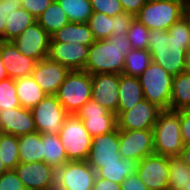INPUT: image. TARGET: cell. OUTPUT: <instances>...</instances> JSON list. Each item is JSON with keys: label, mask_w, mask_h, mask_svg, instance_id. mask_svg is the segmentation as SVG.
I'll return each instance as SVG.
<instances>
[{"label": "cell", "mask_w": 190, "mask_h": 190, "mask_svg": "<svg viewBox=\"0 0 190 190\" xmlns=\"http://www.w3.org/2000/svg\"><path fill=\"white\" fill-rule=\"evenodd\" d=\"M120 75L104 73L92 75L91 99L108 111L117 114Z\"/></svg>", "instance_id": "obj_17"}, {"label": "cell", "mask_w": 190, "mask_h": 190, "mask_svg": "<svg viewBox=\"0 0 190 190\" xmlns=\"http://www.w3.org/2000/svg\"><path fill=\"white\" fill-rule=\"evenodd\" d=\"M154 153L179 157L184 143L181 137L179 110H163L153 127Z\"/></svg>", "instance_id": "obj_3"}, {"label": "cell", "mask_w": 190, "mask_h": 190, "mask_svg": "<svg viewBox=\"0 0 190 190\" xmlns=\"http://www.w3.org/2000/svg\"><path fill=\"white\" fill-rule=\"evenodd\" d=\"M181 160L190 167V145L184 146L181 150L180 156Z\"/></svg>", "instance_id": "obj_47"}, {"label": "cell", "mask_w": 190, "mask_h": 190, "mask_svg": "<svg viewBox=\"0 0 190 190\" xmlns=\"http://www.w3.org/2000/svg\"><path fill=\"white\" fill-rule=\"evenodd\" d=\"M185 10L190 14V0H185Z\"/></svg>", "instance_id": "obj_53"}, {"label": "cell", "mask_w": 190, "mask_h": 190, "mask_svg": "<svg viewBox=\"0 0 190 190\" xmlns=\"http://www.w3.org/2000/svg\"><path fill=\"white\" fill-rule=\"evenodd\" d=\"M185 0L145 2L135 18L149 30L167 31L183 17Z\"/></svg>", "instance_id": "obj_5"}, {"label": "cell", "mask_w": 190, "mask_h": 190, "mask_svg": "<svg viewBox=\"0 0 190 190\" xmlns=\"http://www.w3.org/2000/svg\"><path fill=\"white\" fill-rule=\"evenodd\" d=\"M58 135L66 150L68 161L87 160L92 137L84 127L82 120L74 114H69Z\"/></svg>", "instance_id": "obj_7"}, {"label": "cell", "mask_w": 190, "mask_h": 190, "mask_svg": "<svg viewBox=\"0 0 190 190\" xmlns=\"http://www.w3.org/2000/svg\"><path fill=\"white\" fill-rule=\"evenodd\" d=\"M185 72L190 73V45L185 52Z\"/></svg>", "instance_id": "obj_48"}, {"label": "cell", "mask_w": 190, "mask_h": 190, "mask_svg": "<svg viewBox=\"0 0 190 190\" xmlns=\"http://www.w3.org/2000/svg\"><path fill=\"white\" fill-rule=\"evenodd\" d=\"M156 1H161V0H145V2H156Z\"/></svg>", "instance_id": "obj_55"}, {"label": "cell", "mask_w": 190, "mask_h": 190, "mask_svg": "<svg viewBox=\"0 0 190 190\" xmlns=\"http://www.w3.org/2000/svg\"><path fill=\"white\" fill-rule=\"evenodd\" d=\"M51 38L56 42L80 43L89 47L96 41L88 23L74 22H68L55 32Z\"/></svg>", "instance_id": "obj_23"}, {"label": "cell", "mask_w": 190, "mask_h": 190, "mask_svg": "<svg viewBox=\"0 0 190 190\" xmlns=\"http://www.w3.org/2000/svg\"><path fill=\"white\" fill-rule=\"evenodd\" d=\"M0 132L17 137L37 132L31 109L18 107L0 110Z\"/></svg>", "instance_id": "obj_20"}, {"label": "cell", "mask_w": 190, "mask_h": 190, "mask_svg": "<svg viewBox=\"0 0 190 190\" xmlns=\"http://www.w3.org/2000/svg\"><path fill=\"white\" fill-rule=\"evenodd\" d=\"M15 85L20 105L26 109L34 108L47 95L32 75L16 79Z\"/></svg>", "instance_id": "obj_24"}, {"label": "cell", "mask_w": 190, "mask_h": 190, "mask_svg": "<svg viewBox=\"0 0 190 190\" xmlns=\"http://www.w3.org/2000/svg\"><path fill=\"white\" fill-rule=\"evenodd\" d=\"M137 175L148 190H167L169 183V157L151 154L137 164Z\"/></svg>", "instance_id": "obj_12"}, {"label": "cell", "mask_w": 190, "mask_h": 190, "mask_svg": "<svg viewBox=\"0 0 190 190\" xmlns=\"http://www.w3.org/2000/svg\"><path fill=\"white\" fill-rule=\"evenodd\" d=\"M148 39L153 62L173 76L185 72V52L190 45V31L183 17L167 31L150 30Z\"/></svg>", "instance_id": "obj_1"}, {"label": "cell", "mask_w": 190, "mask_h": 190, "mask_svg": "<svg viewBox=\"0 0 190 190\" xmlns=\"http://www.w3.org/2000/svg\"><path fill=\"white\" fill-rule=\"evenodd\" d=\"M87 23L95 40L108 39L114 29V16L93 12Z\"/></svg>", "instance_id": "obj_35"}, {"label": "cell", "mask_w": 190, "mask_h": 190, "mask_svg": "<svg viewBox=\"0 0 190 190\" xmlns=\"http://www.w3.org/2000/svg\"><path fill=\"white\" fill-rule=\"evenodd\" d=\"M162 111L157 105L143 99L132 109L117 112V128L124 130L153 129Z\"/></svg>", "instance_id": "obj_15"}, {"label": "cell", "mask_w": 190, "mask_h": 190, "mask_svg": "<svg viewBox=\"0 0 190 190\" xmlns=\"http://www.w3.org/2000/svg\"><path fill=\"white\" fill-rule=\"evenodd\" d=\"M134 19L135 16L127 12H122L114 16V29H112V33H120V35L127 34L128 28Z\"/></svg>", "instance_id": "obj_42"}, {"label": "cell", "mask_w": 190, "mask_h": 190, "mask_svg": "<svg viewBox=\"0 0 190 190\" xmlns=\"http://www.w3.org/2000/svg\"><path fill=\"white\" fill-rule=\"evenodd\" d=\"M0 190H26L15 170H7L0 176Z\"/></svg>", "instance_id": "obj_39"}, {"label": "cell", "mask_w": 190, "mask_h": 190, "mask_svg": "<svg viewBox=\"0 0 190 190\" xmlns=\"http://www.w3.org/2000/svg\"><path fill=\"white\" fill-rule=\"evenodd\" d=\"M124 12L136 16L139 10L144 6L145 0H119Z\"/></svg>", "instance_id": "obj_45"}, {"label": "cell", "mask_w": 190, "mask_h": 190, "mask_svg": "<svg viewBox=\"0 0 190 190\" xmlns=\"http://www.w3.org/2000/svg\"><path fill=\"white\" fill-rule=\"evenodd\" d=\"M119 129L92 138L91 149L87 157V164L97 172L104 164L120 161Z\"/></svg>", "instance_id": "obj_13"}, {"label": "cell", "mask_w": 190, "mask_h": 190, "mask_svg": "<svg viewBox=\"0 0 190 190\" xmlns=\"http://www.w3.org/2000/svg\"><path fill=\"white\" fill-rule=\"evenodd\" d=\"M96 176L86 161H68L56 170L55 190H93Z\"/></svg>", "instance_id": "obj_8"}, {"label": "cell", "mask_w": 190, "mask_h": 190, "mask_svg": "<svg viewBox=\"0 0 190 190\" xmlns=\"http://www.w3.org/2000/svg\"><path fill=\"white\" fill-rule=\"evenodd\" d=\"M92 75L84 70L70 71L56 93L68 114L77 111L91 99Z\"/></svg>", "instance_id": "obj_4"}, {"label": "cell", "mask_w": 190, "mask_h": 190, "mask_svg": "<svg viewBox=\"0 0 190 190\" xmlns=\"http://www.w3.org/2000/svg\"><path fill=\"white\" fill-rule=\"evenodd\" d=\"M119 153L121 158L136 161L154 153L153 130L119 129Z\"/></svg>", "instance_id": "obj_11"}, {"label": "cell", "mask_w": 190, "mask_h": 190, "mask_svg": "<svg viewBox=\"0 0 190 190\" xmlns=\"http://www.w3.org/2000/svg\"><path fill=\"white\" fill-rule=\"evenodd\" d=\"M36 21L50 36L69 22L57 0H54Z\"/></svg>", "instance_id": "obj_29"}, {"label": "cell", "mask_w": 190, "mask_h": 190, "mask_svg": "<svg viewBox=\"0 0 190 190\" xmlns=\"http://www.w3.org/2000/svg\"><path fill=\"white\" fill-rule=\"evenodd\" d=\"M184 190H190V180L189 182L187 183V185H185V189Z\"/></svg>", "instance_id": "obj_54"}, {"label": "cell", "mask_w": 190, "mask_h": 190, "mask_svg": "<svg viewBox=\"0 0 190 190\" xmlns=\"http://www.w3.org/2000/svg\"><path fill=\"white\" fill-rule=\"evenodd\" d=\"M5 171H7V169L5 168L3 162H2L1 159H0V176H1Z\"/></svg>", "instance_id": "obj_52"}, {"label": "cell", "mask_w": 190, "mask_h": 190, "mask_svg": "<svg viewBox=\"0 0 190 190\" xmlns=\"http://www.w3.org/2000/svg\"><path fill=\"white\" fill-rule=\"evenodd\" d=\"M150 30L136 18L127 31V38L131 41L132 49H148Z\"/></svg>", "instance_id": "obj_37"}, {"label": "cell", "mask_w": 190, "mask_h": 190, "mask_svg": "<svg viewBox=\"0 0 190 190\" xmlns=\"http://www.w3.org/2000/svg\"><path fill=\"white\" fill-rule=\"evenodd\" d=\"M44 162L55 170L68 162L66 150L58 134L42 133Z\"/></svg>", "instance_id": "obj_26"}, {"label": "cell", "mask_w": 190, "mask_h": 190, "mask_svg": "<svg viewBox=\"0 0 190 190\" xmlns=\"http://www.w3.org/2000/svg\"><path fill=\"white\" fill-rule=\"evenodd\" d=\"M180 130L184 146L190 145V115L179 109Z\"/></svg>", "instance_id": "obj_44"}, {"label": "cell", "mask_w": 190, "mask_h": 190, "mask_svg": "<svg viewBox=\"0 0 190 190\" xmlns=\"http://www.w3.org/2000/svg\"><path fill=\"white\" fill-rule=\"evenodd\" d=\"M18 151L22 163L44 161L42 133L34 132L19 136Z\"/></svg>", "instance_id": "obj_25"}, {"label": "cell", "mask_w": 190, "mask_h": 190, "mask_svg": "<svg viewBox=\"0 0 190 190\" xmlns=\"http://www.w3.org/2000/svg\"><path fill=\"white\" fill-rule=\"evenodd\" d=\"M35 22L36 18L24 8L20 7L19 9H16V11H13L6 18L5 32L0 40L12 41L17 36L21 35L27 27L31 26Z\"/></svg>", "instance_id": "obj_27"}, {"label": "cell", "mask_w": 190, "mask_h": 190, "mask_svg": "<svg viewBox=\"0 0 190 190\" xmlns=\"http://www.w3.org/2000/svg\"><path fill=\"white\" fill-rule=\"evenodd\" d=\"M51 36L36 21L12 42L17 50L36 62L48 58Z\"/></svg>", "instance_id": "obj_16"}, {"label": "cell", "mask_w": 190, "mask_h": 190, "mask_svg": "<svg viewBox=\"0 0 190 190\" xmlns=\"http://www.w3.org/2000/svg\"><path fill=\"white\" fill-rule=\"evenodd\" d=\"M92 11L107 16H116L124 12L119 0H90Z\"/></svg>", "instance_id": "obj_38"}, {"label": "cell", "mask_w": 190, "mask_h": 190, "mask_svg": "<svg viewBox=\"0 0 190 190\" xmlns=\"http://www.w3.org/2000/svg\"><path fill=\"white\" fill-rule=\"evenodd\" d=\"M89 46L80 43H63L50 39L48 58L72 70H84Z\"/></svg>", "instance_id": "obj_18"}, {"label": "cell", "mask_w": 190, "mask_h": 190, "mask_svg": "<svg viewBox=\"0 0 190 190\" xmlns=\"http://www.w3.org/2000/svg\"><path fill=\"white\" fill-rule=\"evenodd\" d=\"M181 110H182L185 114H189V115H190V101H189L187 104H185V105L181 108Z\"/></svg>", "instance_id": "obj_51"}, {"label": "cell", "mask_w": 190, "mask_h": 190, "mask_svg": "<svg viewBox=\"0 0 190 190\" xmlns=\"http://www.w3.org/2000/svg\"><path fill=\"white\" fill-rule=\"evenodd\" d=\"M82 120L92 138L107 134L117 128V115L90 99L75 114Z\"/></svg>", "instance_id": "obj_10"}, {"label": "cell", "mask_w": 190, "mask_h": 190, "mask_svg": "<svg viewBox=\"0 0 190 190\" xmlns=\"http://www.w3.org/2000/svg\"><path fill=\"white\" fill-rule=\"evenodd\" d=\"M31 112L37 132L45 134H59L65 118L69 115L56 95H46Z\"/></svg>", "instance_id": "obj_9"}, {"label": "cell", "mask_w": 190, "mask_h": 190, "mask_svg": "<svg viewBox=\"0 0 190 190\" xmlns=\"http://www.w3.org/2000/svg\"><path fill=\"white\" fill-rule=\"evenodd\" d=\"M183 18L186 20L187 25L189 27V31H190V14L186 10H184Z\"/></svg>", "instance_id": "obj_50"}, {"label": "cell", "mask_w": 190, "mask_h": 190, "mask_svg": "<svg viewBox=\"0 0 190 190\" xmlns=\"http://www.w3.org/2000/svg\"><path fill=\"white\" fill-rule=\"evenodd\" d=\"M26 190H55L56 170L41 162H20L14 169Z\"/></svg>", "instance_id": "obj_14"}, {"label": "cell", "mask_w": 190, "mask_h": 190, "mask_svg": "<svg viewBox=\"0 0 190 190\" xmlns=\"http://www.w3.org/2000/svg\"><path fill=\"white\" fill-rule=\"evenodd\" d=\"M21 107L17 93L15 80L6 78L0 81V110Z\"/></svg>", "instance_id": "obj_36"}, {"label": "cell", "mask_w": 190, "mask_h": 190, "mask_svg": "<svg viewBox=\"0 0 190 190\" xmlns=\"http://www.w3.org/2000/svg\"><path fill=\"white\" fill-rule=\"evenodd\" d=\"M93 190H121V184L96 176Z\"/></svg>", "instance_id": "obj_46"}, {"label": "cell", "mask_w": 190, "mask_h": 190, "mask_svg": "<svg viewBox=\"0 0 190 190\" xmlns=\"http://www.w3.org/2000/svg\"><path fill=\"white\" fill-rule=\"evenodd\" d=\"M119 103L117 112L132 109L137 103L144 99L143 90L139 78L120 74Z\"/></svg>", "instance_id": "obj_22"}, {"label": "cell", "mask_w": 190, "mask_h": 190, "mask_svg": "<svg viewBox=\"0 0 190 190\" xmlns=\"http://www.w3.org/2000/svg\"><path fill=\"white\" fill-rule=\"evenodd\" d=\"M0 159L7 170H14L20 163L17 136L0 132Z\"/></svg>", "instance_id": "obj_33"}, {"label": "cell", "mask_w": 190, "mask_h": 190, "mask_svg": "<svg viewBox=\"0 0 190 190\" xmlns=\"http://www.w3.org/2000/svg\"><path fill=\"white\" fill-rule=\"evenodd\" d=\"M190 101V73L182 72L173 78L170 110H179Z\"/></svg>", "instance_id": "obj_31"}, {"label": "cell", "mask_w": 190, "mask_h": 190, "mask_svg": "<svg viewBox=\"0 0 190 190\" xmlns=\"http://www.w3.org/2000/svg\"><path fill=\"white\" fill-rule=\"evenodd\" d=\"M0 55L9 78L32 75L36 61L21 54L12 41L0 40Z\"/></svg>", "instance_id": "obj_21"}, {"label": "cell", "mask_w": 190, "mask_h": 190, "mask_svg": "<svg viewBox=\"0 0 190 190\" xmlns=\"http://www.w3.org/2000/svg\"><path fill=\"white\" fill-rule=\"evenodd\" d=\"M137 164L138 161L136 160L122 158L117 163L104 164V166L96 172V175L97 177L121 184L129 175L136 173Z\"/></svg>", "instance_id": "obj_28"}, {"label": "cell", "mask_w": 190, "mask_h": 190, "mask_svg": "<svg viewBox=\"0 0 190 190\" xmlns=\"http://www.w3.org/2000/svg\"><path fill=\"white\" fill-rule=\"evenodd\" d=\"M138 78L141 83L144 99L157 105L162 110H170L174 76L152 61Z\"/></svg>", "instance_id": "obj_6"}, {"label": "cell", "mask_w": 190, "mask_h": 190, "mask_svg": "<svg viewBox=\"0 0 190 190\" xmlns=\"http://www.w3.org/2000/svg\"><path fill=\"white\" fill-rule=\"evenodd\" d=\"M69 72L59 62L45 58L36 62L32 76L47 95H56Z\"/></svg>", "instance_id": "obj_19"}, {"label": "cell", "mask_w": 190, "mask_h": 190, "mask_svg": "<svg viewBox=\"0 0 190 190\" xmlns=\"http://www.w3.org/2000/svg\"><path fill=\"white\" fill-rule=\"evenodd\" d=\"M6 78H8V74L6 72V69L4 68V64L0 55V81Z\"/></svg>", "instance_id": "obj_49"}, {"label": "cell", "mask_w": 190, "mask_h": 190, "mask_svg": "<svg viewBox=\"0 0 190 190\" xmlns=\"http://www.w3.org/2000/svg\"><path fill=\"white\" fill-rule=\"evenodd\" d=\"M22 0H0V38L4 35L6 18L21 7Z\"/></svg>", "instance_id": "obj_40"}, {"label": "cell", "mask_w": 190, "mask_h": 190, "mask_svg": "<svg viewBox=\"0 0 190 190\" xmlns=\"http://www.w3.org/2000/svg\"><path fill=\"white\" fill-rule=\"evenodd\" d=\"M69 22L87 23L92 15L90 0H57Z\"/></svg>", "instance_id": "obj_32"}, {"label": "cell", "mask_w": 190, "mask_h": 190, "mask_svg": "<svg viewBox=\"0 0 190 190\" xmlns=\"http://www.w3.org/2000/svg\"><path fill=\"white\" fill-rule=\"evenodd\" d=\"M53 1L54 0H22L21 7L37 19Z\"/></svg>", "instance_id": "obj_41"}, {"label": "cell", "mask_w": 190, "mask_h": 190, "mask_svg": "<svg viewBox=\"0 0 190 190\" xmlns=\"http://www.w3.org/2000/svg\"><path fill=\"white\" fill-rule=\"evenodd\" d=\"M121 190H148L137 173L129 175L121 182Z\"/></svg>", "instance_id": "obj_43"}, {"label": "cell", "mask_w": 190, "mask_h": 190, "mask_svg": "<svg viewBox=\"0 0 190 190\" xmlns=\"http://www.w3.org/2000/svg\"><path fill=\"white\" fill-rule=\"evenodd\" d=\"M152 62L148 49H131L125 55L123 74L139 77Z\"/></svg>", "instance_id": "obj_30"}, {"label": "cell", "mask_w": 190, "mask_h": 190, "mask_svg": "<svg viewBox=\"0 0 190 190\" xmlns=\"http://www.w3.org/2000/svg\"><path fill=\"white\" fill-rule=\"evenodd\" d=\"M190 180V167L180 157L169 158V183L167 190H184Z\"/></svg>", "instance_id": "obj_34"}, {"label": "cell", "mask_w": 190, "mask_h": 190, "mask_svg": "<svg viewBox=\"0 0 190 190\" xmlns=\"http://www.w3.org/2000/svg\"><path fill=\"white\" fill-rule=\"evenodd\" d=\"M132 49L127 34L112 33L108 39L96 40L88 50L84 71L91 75L116 73L122 74L124 58Z\"/></svg>", "instance_id": "obj_2"}]
</instances>
